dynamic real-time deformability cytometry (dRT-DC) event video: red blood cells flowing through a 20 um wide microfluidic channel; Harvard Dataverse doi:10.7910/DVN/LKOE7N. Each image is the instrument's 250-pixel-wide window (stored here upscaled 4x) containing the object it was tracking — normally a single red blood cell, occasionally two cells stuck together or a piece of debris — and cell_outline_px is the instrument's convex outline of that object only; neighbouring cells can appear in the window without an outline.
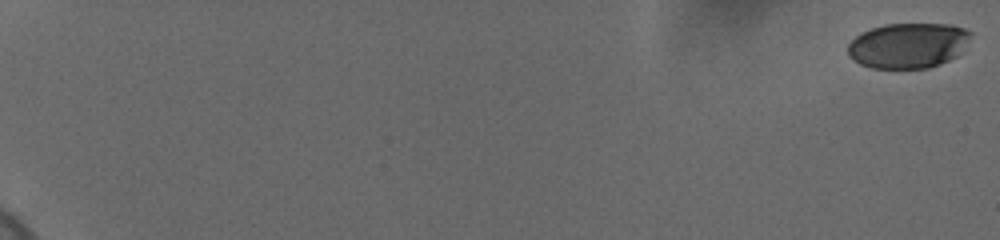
{"species": "human", "species_latin": "Homo sapiens", "temperature_condition": "cold", "stored_images_in_passage": 60, "camera_frame_rate_fps": 3000, "um_per_image_px": 0.085, "donor": {"sex": "female"}, "frame": {"image": 1, "passage_image": 1, "time_ms": 0.0, "image_size_px": [1000, 240], "cell_outline_px": [[972, 32], [956, 56], [940, 64], [928, 68], [872, 68], [860, 64], [848, 56], [848, 44], [860, 32], [884, 24], [952, 24], [964, 28]], "centroid_in_image_um": [77.15, 3.86], "position_along_channel_um": 7.9, "area_um2": 32.25}}
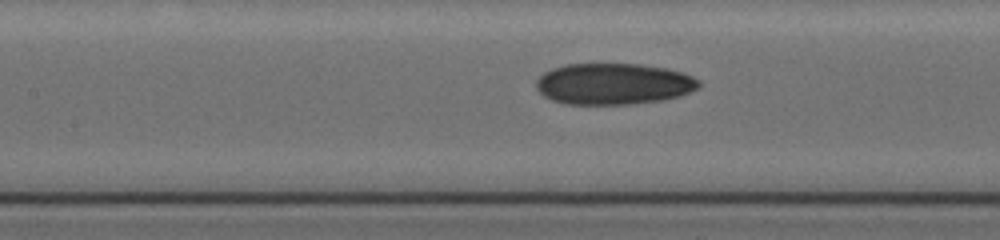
{"frame": {"image": 2, "passage_image": 32, "time_ms": 10.333, "image_size_px": [1000, 240], "cell_outline_px": [[700, 88], [680, 96], [660, 100], [632, 104], [568, 104], [552, 100], [544, 96], [536, 88], [536, 80], [544, 72], [552, 68], [564, 64], [640, 64], [668, 68], [684, 72], [700, 80]], "centroid_in_image_um": [52.17, 7.12], "position_along_channel_um": 155.2, "area_um2": 39.42}}
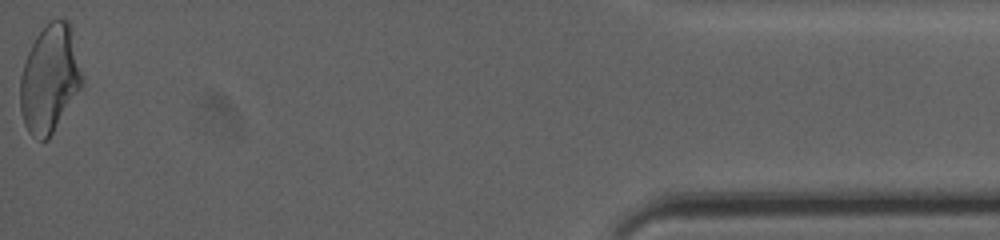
{"frame": {"image": 3, "passage_image": 60, "time_ms": 19.667, "image_size_px": [1000, 240], "cell_outline_px": [[84, 88], [48, 140], [40, 140], [32, 136], [28, 132], [24, 124], [20, 112], [20, 76], [28, 52], [36, 36], [52, 20], [68, 20], [72, 28], [84, 76]], "centroid_in_image_um": [4.27, 6.75], "position_along_channel_um": 430.9, "area_um2": 39.71}, "authors_computed_cell_mechanics": {"area_um2": 37.2521, "velocity_mm_per_s": 3.7062, "shape_relaxation_time_tau1_ms": null, "shape_relaxation_time_tau2_ms": 3.4314, "deformation_change_tau1": null, "deformation_change_tau2": 0.0971}}